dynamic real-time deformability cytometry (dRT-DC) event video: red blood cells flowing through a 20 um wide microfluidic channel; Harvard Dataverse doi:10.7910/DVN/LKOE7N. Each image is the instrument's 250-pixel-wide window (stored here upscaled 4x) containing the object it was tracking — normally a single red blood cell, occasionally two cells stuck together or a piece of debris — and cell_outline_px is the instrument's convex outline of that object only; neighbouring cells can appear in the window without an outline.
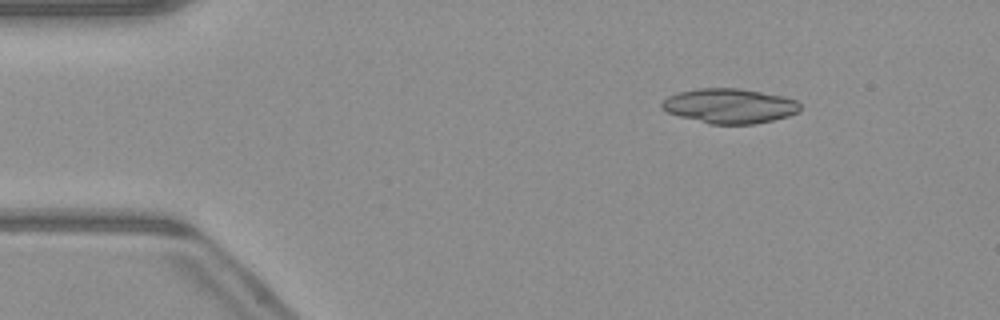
{"species": "common noctule bat (a hibernating species)", "species_latin": "Nyctalus noctula", "temperature_condition": "warm", "stored_images_in_passage": 46, "camera_frame_rate_fps": 3000, "um_per_image_px": 0.085, "animal": {"sex": "male", "body_mass_g": 23.1, "forearm_length_mm": 52.7}, "frame": {"image": 1, "passage_image": 3, "time_ms": 0.667, "image_size_px": [1000, 320], "cell_outline_px": [[800, 112], [788, 116], [756, 124], [712, 124], [680, 116], [668, 112], [660, 108], [660, 104], [668, 96], [676, 92], [696, 88], [736, 88], [784, 96], [796, 100], [800, 104]], "centroid_in_image_um": [62.01, 9.0], "position_along_channel_um": 23.0, "area_um2": 28.03}, "authors_computed_cell_mechanics": {"area_um2": 29.6514, "velocity_mm_per_s": 4.112, "shape_relaxation_time_tau1_ms": 2.1604, "shape_relaxation_time_tau2_ms": 2.6754, "deformation_change_tau1": 0.336, "deformation_change_tau2": 0.1033}}